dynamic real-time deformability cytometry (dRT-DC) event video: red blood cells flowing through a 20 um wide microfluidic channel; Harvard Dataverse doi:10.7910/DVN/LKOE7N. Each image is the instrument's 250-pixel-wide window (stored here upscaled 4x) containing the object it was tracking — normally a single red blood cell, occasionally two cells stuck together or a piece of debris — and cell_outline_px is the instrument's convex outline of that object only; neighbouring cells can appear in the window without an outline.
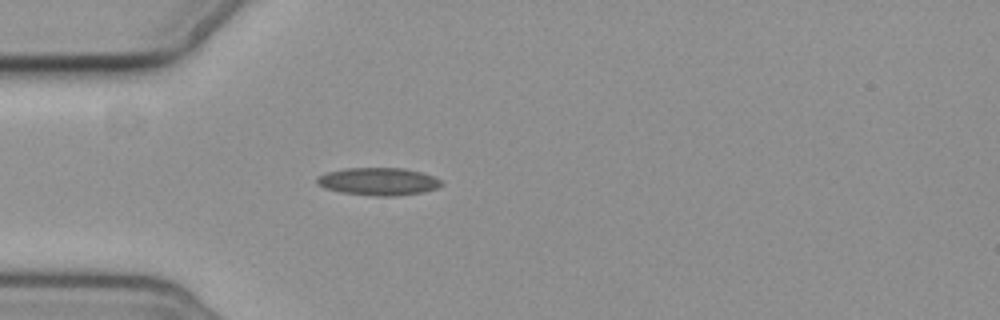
{"species": "common noctule bat (a hibernating species)", "species_latin": "Nyctalus noctula", "temperature_condition": "cold", "stored_images_in_passage": 3, "camera_frame_rate_fps": 3000, "um_per_image_px": 0.085, "animal": {"sex": "female", "body_mass_g": 19.3, "forearm_length_mm": 54.1}, "frame": {"image": 1, "passage_image": 3, "time_ms": 3.0, "image_size_px": [1000, 320], "cell_outline_px": [[444, 184], [436, 188], [424, 192], [396, 196], [372, 196], [340, 192], [324, 188], [316, 184], [316, 180], [320, 176], [328, 172], [344, 168], [404, 168], [420, 172], [432, 176], [440, 180]], "centroid_in_image_um": [32.15, 15.43], "position_along_channel_um": 52.8, "area_um2": 20.06}}